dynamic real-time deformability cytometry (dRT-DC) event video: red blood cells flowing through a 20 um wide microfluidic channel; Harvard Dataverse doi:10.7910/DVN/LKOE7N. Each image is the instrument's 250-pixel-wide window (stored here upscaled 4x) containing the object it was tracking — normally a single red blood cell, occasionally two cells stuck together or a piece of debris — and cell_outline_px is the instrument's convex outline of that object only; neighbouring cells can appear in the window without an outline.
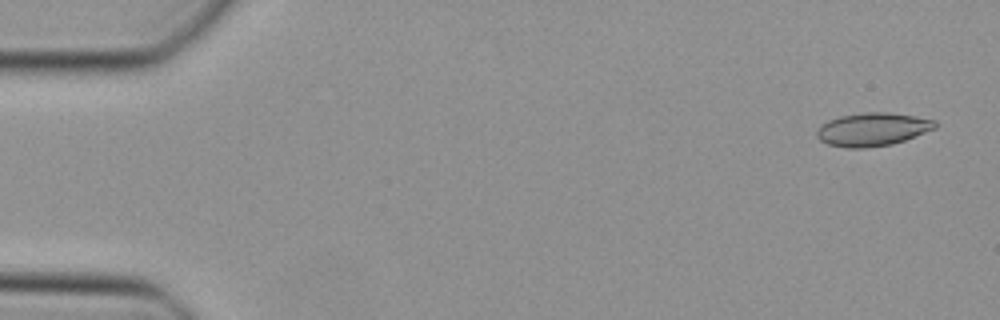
{"species": "Egyptian fruit bat (a non-hibernating species)", "species_latin": "Rousettus aegyptiacus", "temperature_condition": "cold", "stored_images_in_passage": 43, "camera_frame_rate_fps": 3000, "um_per_image_px": 0.085, "animal": {"sex": "female"}, "frame": {"image": 1, "passage_image": 2, "time_ms": 0.333, "image_size_px": [1000, 320], "cell_outline_px": [[936, 128], [904, 140], [892, 144], [864, 148], [848, 148], [828, 144], [820, 140], [816, 136], [816, 132], [820, 124], [828, 120], [840, 116], [860, 112], [888, 112], [916, 116], [936, 120]], "centroid_in_image_um": [74.14, 10.98], "position_along_channel_um": 10.9, "area_um2": 23.0}}
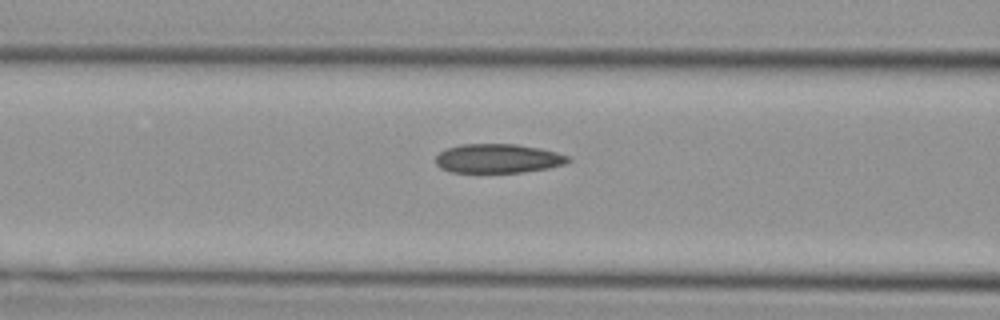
{"frame": {"image": 2, "passage_image": 19, "time_ms": 6.0, "image_size_px": [1000, 320], "cell_outline_px": [[572, 160], [564, 164], [548, 168], [524, 172], [452, 172], [440, 168], [436, 164], [436, 156], [440, 152], [448, 148], [460, 144], [516, 144], [540, 148], [556, 152], [568, 156]], "centroid_in_image_um": [42.33, 13.47], "position_along_channel_um": 124.3, "area_um2": 22.43}}
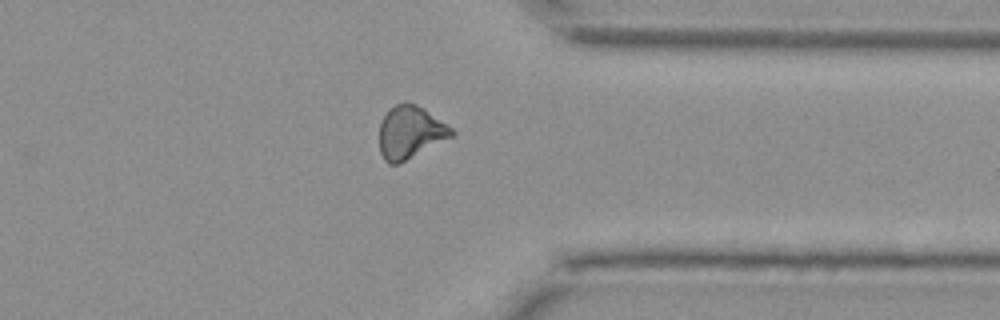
{"frame": {"image": 3, "passage_image": 37, "time_ms": 12.0, "image_size_px": [1000, 320], "cell_outline_px": [[456, 136], [396, 164], [388, 164], [384, 160], [380, 152], [380, 124], [388, 108], [396, 104], [416, 104], [424, 108], [452, 128], [456, 132]], "centroid_in_image_um": [34.89, 11.25], "position_along_channel_um": 376.5, "area_um2": 22.08}}